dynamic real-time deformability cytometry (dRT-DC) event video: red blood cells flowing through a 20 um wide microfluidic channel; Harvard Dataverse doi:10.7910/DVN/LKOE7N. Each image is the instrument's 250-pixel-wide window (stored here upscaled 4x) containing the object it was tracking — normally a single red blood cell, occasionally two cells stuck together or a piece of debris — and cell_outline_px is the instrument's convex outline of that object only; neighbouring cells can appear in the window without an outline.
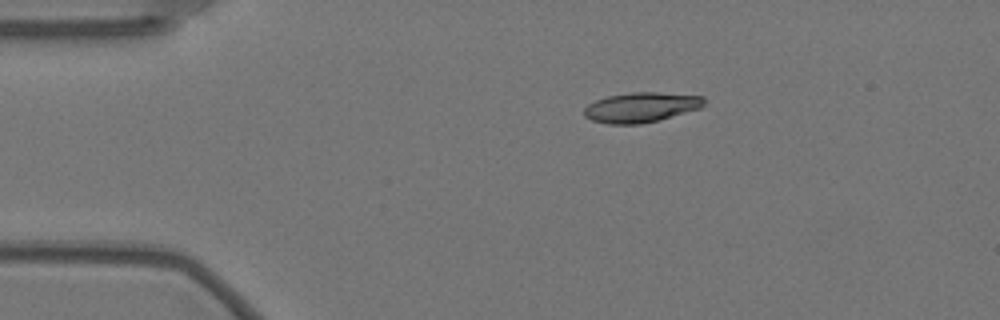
{"species": "Egyptian fruit bat (a non-hibernating species)", "species_latin": "Rousettus aegyptiacus", "temperature_condition": "warm", "stored_images_in_passage": 11, "camera_frame_rate_fps": 3000, "um_per_image_px": 0.085, "animal": {"sex": "female"}, "frame": {"image": 1, "passage_image": 1, "time_ms": 0.0, "image_size_px": [1000, 320], "cell_outline_px": [[704, 104], [700, 108], [656, 120], [640, 124], [608, 124], [592, 120], [584, 116], [584, 108], [588, 104], [596, 100], [608, 96], [632, 92], [656, 92], [704, 96]], "centroid_in_image_um": [54.46, 9.11], "position_along_channel_um": 30.5, "area_um2": 20.69}}
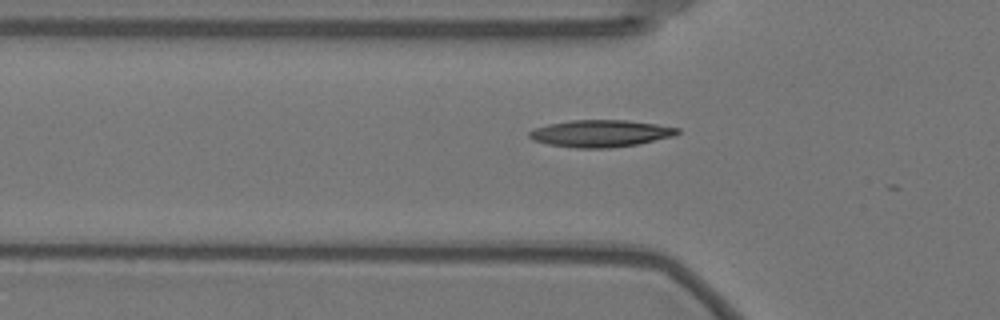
{"frame": {"image": 2, "passage_image": 9, "time_ms": 2.667, "image_size_px": [1000, 320], "cell_outline_px": [[680, 132], [672, 136], [636, 144], [608, 148], [576, 148], [548, 144], [532, 140], [528, 136], [528, 132], [532, 128], [548, 124], [572, 120], [628, 120], [656, 124], [680, 128]], "centroid_in_image_um": [50.99, 11.33], "position_along_channel_um": 74.8, "area_um2": 23.29}}